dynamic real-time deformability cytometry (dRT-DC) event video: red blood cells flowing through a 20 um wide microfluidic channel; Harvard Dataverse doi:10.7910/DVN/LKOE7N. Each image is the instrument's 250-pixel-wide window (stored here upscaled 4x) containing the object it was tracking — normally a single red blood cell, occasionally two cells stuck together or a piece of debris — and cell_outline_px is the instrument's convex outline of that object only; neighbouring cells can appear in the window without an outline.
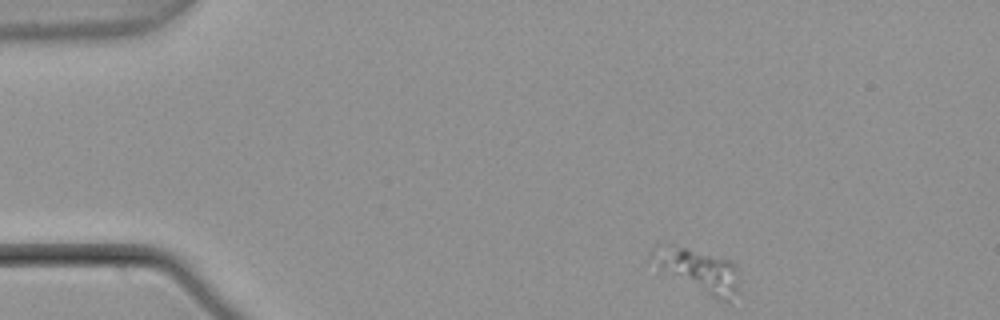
{"species": "common noctule bat (a hibernating species)", "species_latin": "Nyctalus noctula", "temperature_condition": "warm", "stored_images_in_passage": 4, "camera_frame_rate_fps": 3000, "um_per_image_px": 0.085, "animal": {"sex": "male", "body_mass_g": 21.5, "forearm_length_mm": 52.0}, "frame": {"image": 1, "passage_image": 1, "time_ms": 0.0, "image_size_px": [1000, 320], "cell_outline_px": [[740, 296], [728, 304], [716, 300], [644, 260], [652, 248], [656, 244], [668, 244], [732, 260], [736, 264], [740, 280]], "centroid_in_image_um": [59.39, 23.02], "position_along_channel_um": 25.6, "area_um2": 22.95}}
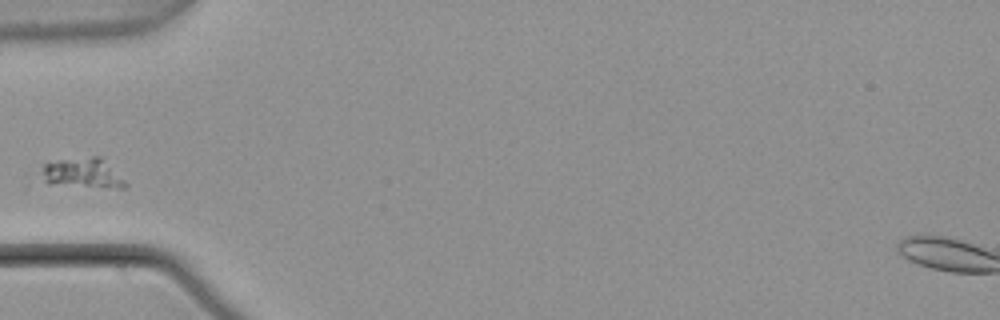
{"frame": {"image": 2, "passage_image": 4, "time_ms": 1.0, "image_size_px": [1000, 320], "cell_outline_px": [[128, 184], [124, 188], [116, 188], [48, 184], [36, 172], [44, 164], [60, 160], [92, 156], [100, 156]], "centroid_in_image_um": [6.95, 14.72], "position_along_channel_um": 78.1, "area_um2": 14.68}}